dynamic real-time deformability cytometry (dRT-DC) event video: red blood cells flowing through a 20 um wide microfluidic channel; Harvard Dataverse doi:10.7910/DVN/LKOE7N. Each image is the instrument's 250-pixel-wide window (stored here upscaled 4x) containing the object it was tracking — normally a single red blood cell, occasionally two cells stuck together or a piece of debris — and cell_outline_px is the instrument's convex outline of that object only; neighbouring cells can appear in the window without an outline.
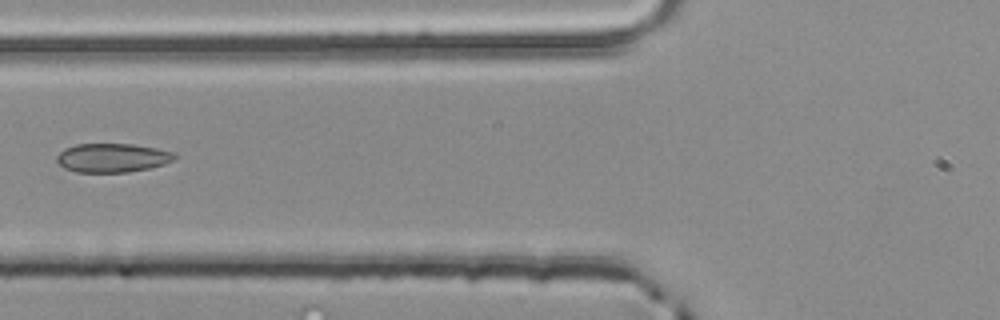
{"species": "common noctule bat (a hibernating species)", "species_latin": "Nyctalus noctula", "temperature_condition": "room temperature", "stored_images_in_passage": 5, "segment_of_instrument_passage": [2, 2], "camera_frame_rate_fps": 3000, "um_per_image_px": 0.085, "animal": {"sex": "male", "body_mass_g": 20.4}, "frame": {"image": 1, "passage_image": 5, "time_ms": 1.333, "image_size_px": [1000, 320], "cell_outline_px": [[176, 160], [164, 164], [148, 168], [128, 172], [76, 172], [64, 168], [56, 160], [56, 156], [64, 148], [76, 144], [132, 144], [156, 148], [176, 152]], "centroid_in_image_um": [9.57, 13.41], "position_along_channel_um": 116.2, "area_um2": 19.94}}